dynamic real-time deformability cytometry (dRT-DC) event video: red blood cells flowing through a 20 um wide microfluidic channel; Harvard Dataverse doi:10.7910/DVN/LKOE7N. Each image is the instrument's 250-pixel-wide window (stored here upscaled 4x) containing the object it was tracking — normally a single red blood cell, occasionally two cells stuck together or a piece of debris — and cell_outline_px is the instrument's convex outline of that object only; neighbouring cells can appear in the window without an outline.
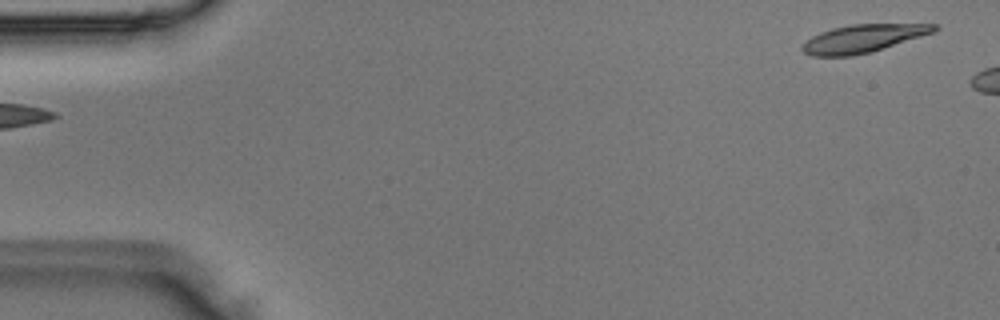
{"species": "Egyptian fruit bat (a non-hibernating species)", "species_latin": "Rousettus aegyptiacus", "temperature_condition": "room temperature", "stored_images_in_passage": 6, "camera_frame_rate_fps": 3000, "um_per_image_px": 0.085, "animal": {"sex": "male"}, "frame": {"image": 1, "passage_image": 1, "time_ms": 0.0, "image_size_px": [1000, 320], "cell_outline_px": [[940, 28], [936, 32], [872, 52], [852, 56], [812, 56], [804, 52], [800, 48], [812, 36], [820, 32], [832, 28], [852, 24], [936, 24]], "centroid_in_image_um": [73.4, 3.27], "position_along_channel_um": 11.6, "area_um2": 21.56}}